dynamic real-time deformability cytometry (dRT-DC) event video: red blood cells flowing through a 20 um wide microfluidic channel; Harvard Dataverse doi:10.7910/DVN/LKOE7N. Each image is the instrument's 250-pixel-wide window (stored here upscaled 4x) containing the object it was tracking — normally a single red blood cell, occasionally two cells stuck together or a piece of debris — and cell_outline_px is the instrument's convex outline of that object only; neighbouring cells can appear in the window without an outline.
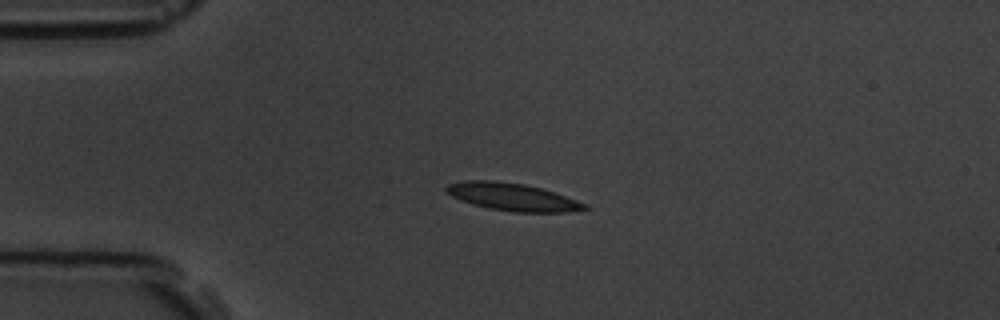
{"species": "common noctule bat (a hibernating species)", "species_latin": "Nyctalus noctula", "temperature_condition": "room temperature", "stored_images_in_passage": 2, "camera_frame_rate_fps": 3000, "um_per_image_px": 0.085, "animal": {"sex": "male", "body_mass_g": 19.5, "forearm_length_mm": 54.6}, "frame": {"image": 1, "passage_image": 1, "time_ms": 0.0, "image_size_px": [1000, 320], "cell_outline_px": [[592, 208], [568, 212], [512, 212], [488, 208], [472, 204], [460, 200], [452, 196], [444, 188], [448, 184], [464, 180], [496, 180], [524, 184], [540, 188], [588, 204]], "centroid_in_image_um": [43.55, 16.74], "position_along_channel_um": 41.4, "area_um2": 22.2}}